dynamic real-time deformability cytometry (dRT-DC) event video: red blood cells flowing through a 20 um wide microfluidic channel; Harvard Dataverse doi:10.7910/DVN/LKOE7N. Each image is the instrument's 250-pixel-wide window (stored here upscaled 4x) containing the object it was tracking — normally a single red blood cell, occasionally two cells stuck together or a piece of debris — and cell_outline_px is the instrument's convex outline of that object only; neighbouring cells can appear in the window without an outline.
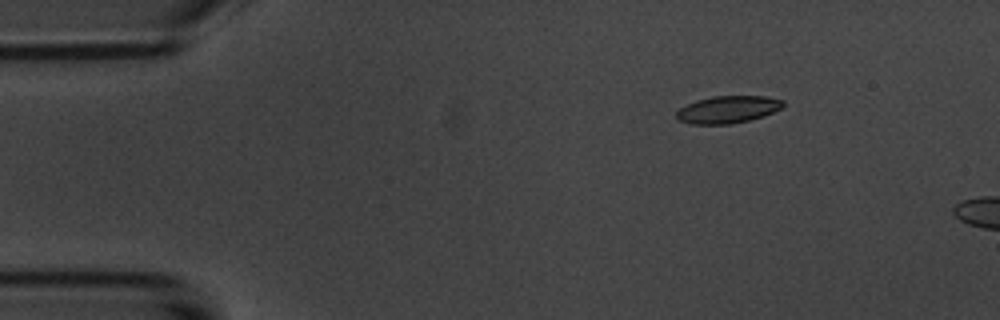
{"species": "common noctule bat (a hibernating species)", "species_latin": "Nyctalus noctula", "temperature_condition": "room temperature", "stored_images_in_passage": 5, "camera_frame_rate_fps": 3000, "um_per_image_px": 0.085, "animal": {"sex": "male", "body_mass_g": 20.1, "forearm_length_mm": 53.5}, "frame": {"image": 1, "passage_image": 2, "time_ms": 1.333, "image_size_px": [1000, 320], "cell_outline_px": [[784, 108], [764, 116], [732, 124], [688, 124], [676, 120], [676, 112], [680, 108], [696, 100], [712, 96], [764, 96], [784, 100]], "centroid_in_image_um": [61.87, 9.31], "position_along_channel_um": 23.1, "area_um2": 17.17}}